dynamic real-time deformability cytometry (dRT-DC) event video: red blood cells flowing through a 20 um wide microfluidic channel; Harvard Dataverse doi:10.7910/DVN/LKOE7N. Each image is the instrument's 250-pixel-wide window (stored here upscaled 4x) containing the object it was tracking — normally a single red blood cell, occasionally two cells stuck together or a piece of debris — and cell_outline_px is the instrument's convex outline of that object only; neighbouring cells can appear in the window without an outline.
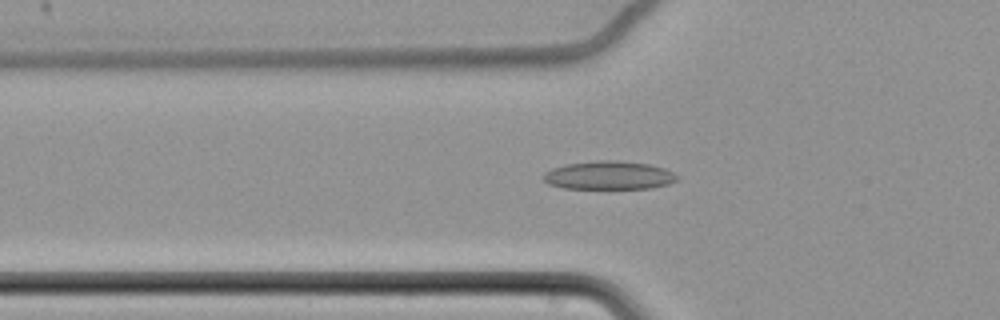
{"species": "common noctule bat (a hibernating species)", "species_latin": "Nyctalus noctula", "temperature_condition": "cold", "stored_images_in_passage": 64, "camera_frame_rate_fps": 3000, "um_per_image_px": 0.085, "animal": {"sex": "female", "body_mass_g": 22.7, "forearm_length_mm": 54.2}, "frame": {"image": 1, "passage_image": 25, "time_ms": 8.0, "image_size_px": [1000, 320], "cell_outline_px": [[680, 176], [676, 180], [668, 184], [652, 188], [564, 188], [548, 184], [544, 180], [544, 172], [552, 168], [564, 164], [596, 160], [616, 160], [648, 164], [664, 168]], "centroid_in_image_um": [51.75, 14.89], "position_along_channel_um": 74.1, "area_um2": 22.14}}
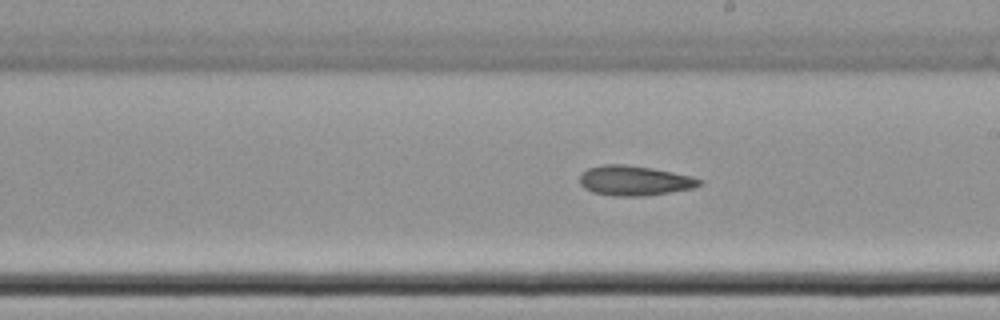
{"frame": {"image": 2, "passage_image": 39, "time_ms": 12.667, "image_size_px": [1000, 320], "cell_outline_px": [[704, 180], [696, 188], [644, 196], [612, 196], [592, 192], [584, 188], [580, 184], [580, 176], [588, 168], [604, 164], [624, 164], [652, 168], [692, 176]], "centroid_in_image_um": [53.94, 15.36], "position_along_channel_um": 235.1, "area_um2": 20.92}}
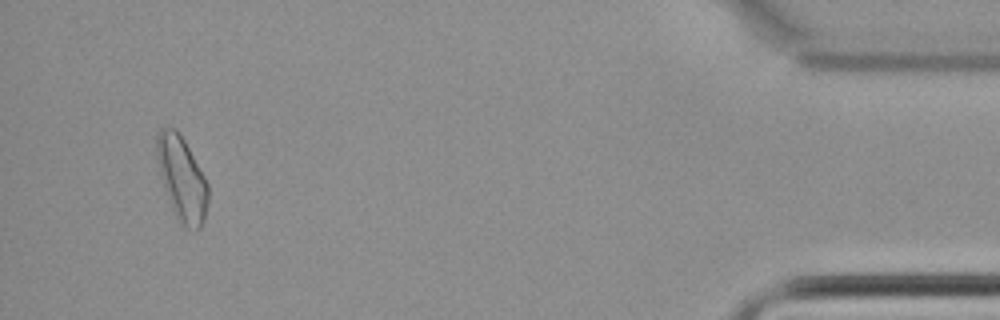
{"frame": {"image": 3, "passage_image": 61, "time_ms": 20.0, "image_size_px": [1000, 320], "cell_outline_px": [[208, 204], [204, 220], [200, 228], [196, 232], [180, 224], [172, 208], [160, 172], [156, 156], [156, 136], [160, 128], [176, 128], [184, 140], [204, 176], [208, 184]], "centroid_in_image_um": [15.47, 15.2], "position_along_channel_um": 419.7, "area_um2": 24.91}, "authors_computed_cell_mechanics": {"area_um2": 22.1952, "velocity_mm_per_s": 3.4768, "shape_relaxation_time_tau1_ms": 9.7395, "shape_relaxation_time_tau2_ms": null, "deformation_change_tau1": 0.1248, "deformation_change_tau2": null}}